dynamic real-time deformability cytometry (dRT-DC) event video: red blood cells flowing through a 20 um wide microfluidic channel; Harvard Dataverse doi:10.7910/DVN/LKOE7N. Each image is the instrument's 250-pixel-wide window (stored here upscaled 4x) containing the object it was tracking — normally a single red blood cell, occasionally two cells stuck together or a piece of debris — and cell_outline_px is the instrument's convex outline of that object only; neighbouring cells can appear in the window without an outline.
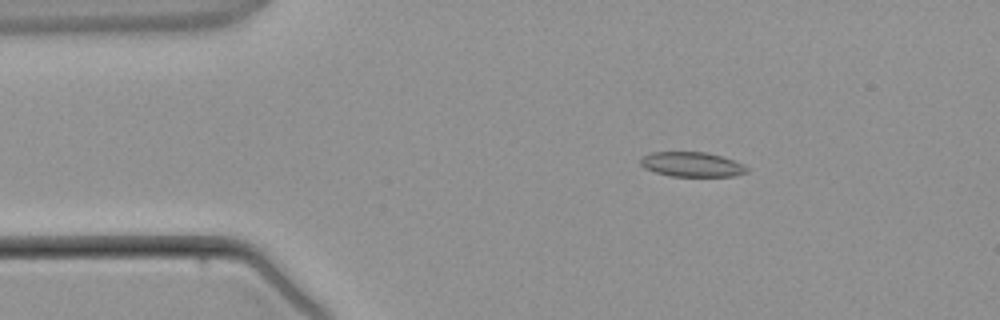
{"species": "common noctule bat (a hibernating species)", "species_latin": "Nyctalus noctula", "temperature_condition": "warm", "stored_images_in_passage": 3, "camera_frame_rate_fps": 3000, "um_per_image_px": 0.085, "animal": {"sex": "male", "body_mass_g": 21.5, "forearm_length_mm": 52.0}, "frame": {"image": 1, "passage_image": 2, "time_ms": 1.0, "image_size_px": [1000, 320], "cell_outline_px": [[748, 172], [732, 176], [672, 176], [656, 172], [644, 168], [640, 164], [640, 160], [644, 156], [652, 152], [704, 152], [720, 156], [744, 164], [748, 168]], "centroid_in_image_um": [58.81, 13.98], "position_along_channel_um": 26.2, "area_um2": 15.14}}